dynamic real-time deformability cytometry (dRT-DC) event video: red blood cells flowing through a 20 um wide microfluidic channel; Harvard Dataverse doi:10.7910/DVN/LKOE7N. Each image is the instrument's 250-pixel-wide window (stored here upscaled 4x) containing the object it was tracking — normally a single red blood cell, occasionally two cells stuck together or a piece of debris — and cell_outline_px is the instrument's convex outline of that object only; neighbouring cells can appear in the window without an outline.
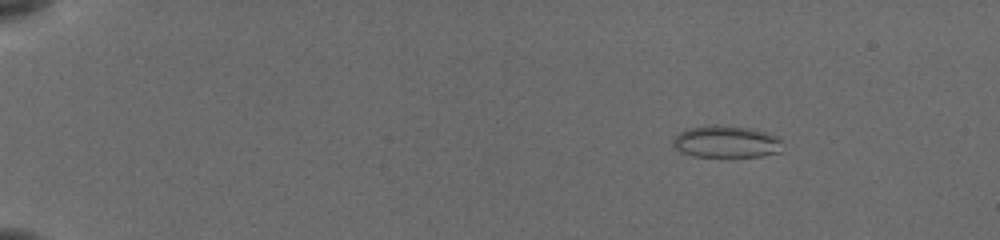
{"species": "common noctule bat (a hibernating species)", "species_latin": "Nyctalus noctula", "temperature_condition": "cold", "stored_images_in_passage": 48, "camera_frame_rate_fps": 3000, "um_per_image_px": 0.085, "animal": {"sex": "female", "body_mass_g": 19.5, "forearm_length_mm": 54.1}, "frame": {"image": 1, "passage_image": 1, "time_ms": 0.0, "image_size_px": [1000, 240], "cell_outline_px": [[780, 152], [760, 156], [728, 160], [692, 156], [680, 152], [672, 144], [672, 140], [680, 132], [688, 128], [712, 124], [716, 124], [748, 128], [764, 132], [776, 136], [780, 140]], "centroid_in_image_um": [61.68, 12.1], "position_along_channel_um": 23.3, "area_um2": 21.21}}
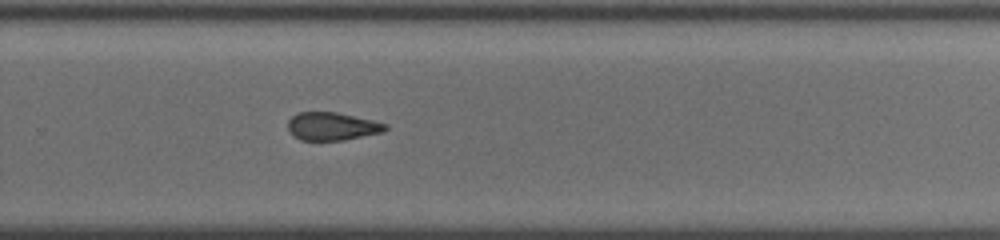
{"frame": {"image": 2, "passage_image": 32, "time_ms": 10.333, "image_size_px": [1000, 240], "cell_outline_px": [[388, 128], [384, 132], [344, 140], [300, 140], [292, 136], [288, 128], [288, 120], [292, 116], [300, 112], [336, 112], [372, 120], [388, 124]], "centroid_in_image_um": [28.23, 10.74], "position_along_channel_um": 301.6, "area_um2": 15.95}}
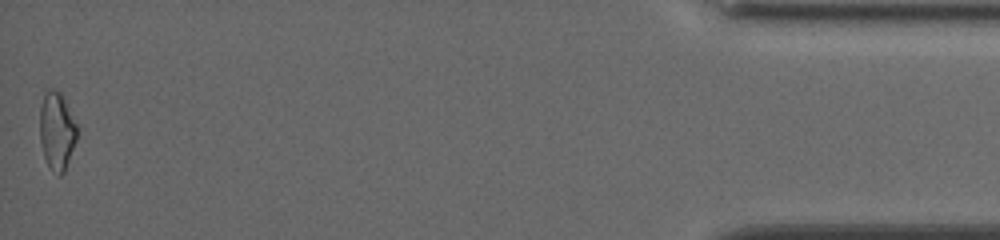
{"frame": {"image": 3, "passage_image": 48, "time_ms": 15.667, "image_size_px": [1000, 240], "cell_outline_px": [[80, 128], [76, 140], [64, 172], [60, 176], [48, 168], [44, 156], [40, 140], [40, 108], [44, 92], [48, 88], [52, 88], [60, 92]], "centroid_in_image_um": [4.84, 11.12], "position_along_channel_um": 430.4, "area_um2": 17.17}, "authors_computed_cell_mechanics": {"area_um2": 17.051, "velocity_mm_per_s": 3.8612, "shape_relaxation_time_tau1_ms": 4.1493, "shape_relaxation_time_tau2_ms": 2.9222, "deformation_change_tau1": 0.0984, "deformation_change_tau2": 0.1167}}